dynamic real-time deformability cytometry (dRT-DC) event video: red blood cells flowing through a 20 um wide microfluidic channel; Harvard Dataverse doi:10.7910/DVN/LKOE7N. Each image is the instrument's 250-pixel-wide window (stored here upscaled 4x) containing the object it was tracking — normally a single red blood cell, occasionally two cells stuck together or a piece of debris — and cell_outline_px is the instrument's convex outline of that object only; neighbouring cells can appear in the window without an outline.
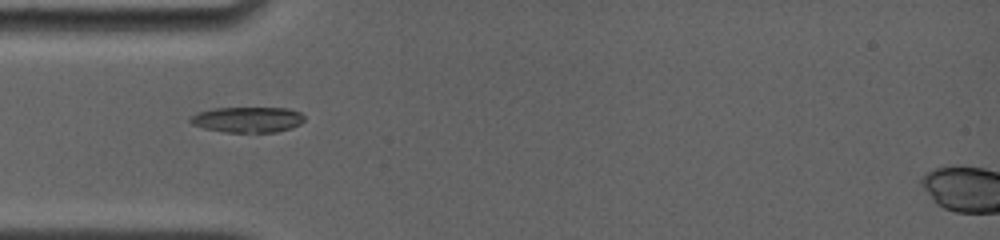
{"species": "common noctule bat (a hibernating species)", "species_latin": "Nyctalus noctula", "temperature_condition": "room temperature", "stored_images_in_passage": 25, "camera_frame_rate_fps": 4000, "um_per_image_px": 0.085, "animal": {"sex": "female", "body_mass_g": 19.0, "forearm_length_mm": 56.7}, "frame": {"image": 1, "passage_image": 1, "time_ms": 0.0, "image_size_px": [1000, 240], "cell_outline_px": [[304, 120], [300, 124], [292, 128], [276, 132], [224, 132], [204, 128], [192, 124], [188, 120], [188, 116], [196, 112], [212, 108], [288, 108], [300, 112], [304, 116]], "centroid_in_image_um": [21.01, 10.16], "position_along_channel_um": 64.0, "area_um2": 17.22}}
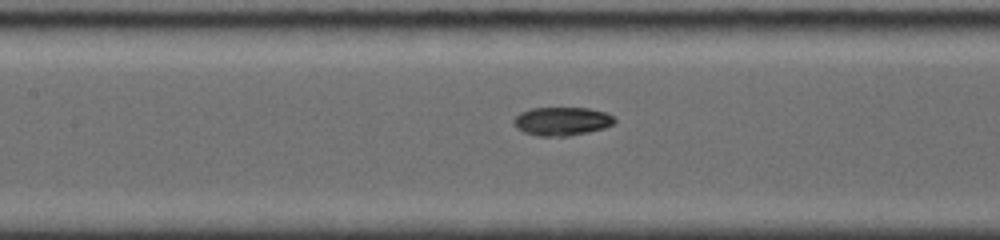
{"frame": {"image": 2, "passage_image": 14, "time_ms": 2.5, "image_size_px": [1000, 240], "cell_outline_px": [[616, 120], [612, 124], [604, 128], [588, 132], [568, 136], [540, 136], [524, 132], [516, 128], [512, 124], [512, 120], [520, 112], [532, 108], [588, 108], [604, 112], [612, 116]], "centroid_in_image_um": [47.71, 10.31], "position_along_channel_um": 159.7, "area_um2": 16.7}}
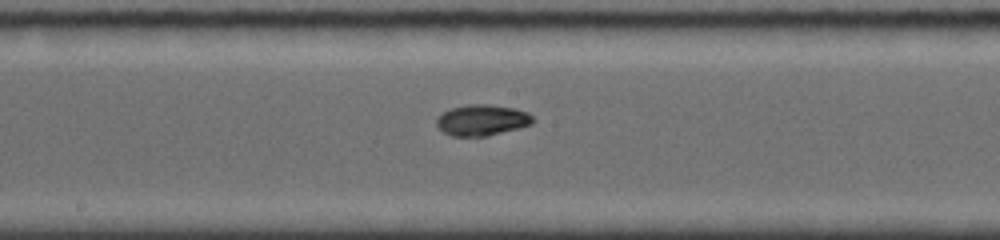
{"frame": {"image": 3, "passage_image": 21, "time_ms": 3.75, "image_size_px": [1000, 240], "cell_outline_px": [[532, 124], [520, 128], [488, 136], [452, 136], [444, 132], [436, 124], [436, 120], [444, 112], [452, 108], [468, 104], [484, 104], [512, 108], [528, 112], [532, 116]], "centroid_in_image_um": [40.98, 10.22], "position_along_channel_um": 207.2, "area_um2": 17.17}}